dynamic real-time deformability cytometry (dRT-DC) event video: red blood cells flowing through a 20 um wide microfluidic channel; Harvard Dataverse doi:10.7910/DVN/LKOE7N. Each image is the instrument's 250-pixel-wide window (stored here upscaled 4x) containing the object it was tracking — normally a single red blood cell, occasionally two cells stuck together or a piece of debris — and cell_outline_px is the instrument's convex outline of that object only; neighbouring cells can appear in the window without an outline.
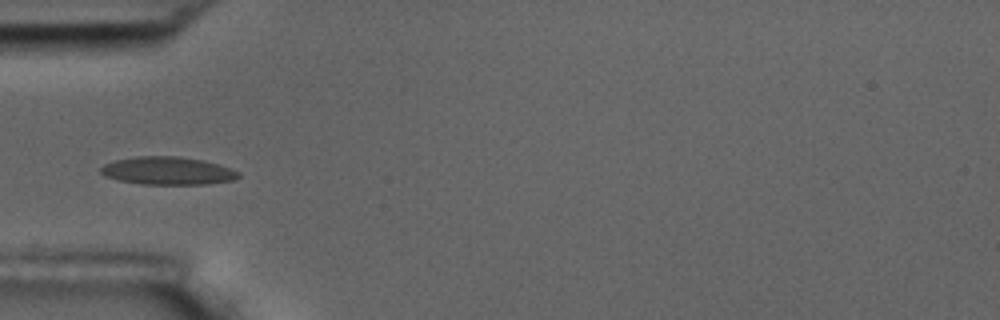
{"species": "common noctule bat (a hibernating species)", "species_latin": "Nyctalus noctula", "temperature_condition": "room temperature", "stored_images_in_passage": 7, "camera_frame_rate_fps": 3000, "um_per_image_px": 0.085, "animal": {"sex": "male", "body_mass_g": 17.5, "forearm_length_mm": 52.3}, "frame": {"image": 1, "passage_image": 6, "time_ms": 5.667, "image_size_px": [1000, 320], "cell_outline_px": [[240, 176], [232, 180], [208, 184], [140, 184], [116, 180], [104, 176], [100, 172], [100, 168], [104, 164], [116, 160], [136, 156], [180, 156], [204, 160], [220, 164], [240, 172]], "centroid_in_image_um": [14.25, 14.51], "position_along_channel_um": 70.8, "area_um2": 22.6}}